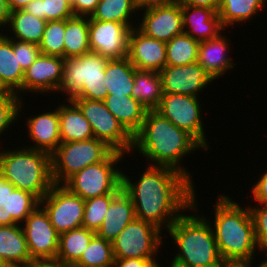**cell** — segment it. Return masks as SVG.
I'll list each match as a JSON object with an SVG mask.
<instances>
[{
  "label": "cell",
  "mask_w": 267,
  "mask_h": 267,
  "mask_svg": "<svg viewBox=\"0 0 267 267\" xmlns=\"http://www.w3.org/2000/svg\"><path fill=\"white\" fill-rule=\"evenodd\" d=\"M116 195L117 194H105L85 200L82 227L97 232L103 223L111 200Z\"/></svg>",
  "instance_id": "cell-39"
},
{
  "label": "cell",
  "mask_w": 267,
  "mask_h": 267,
  "mask_svg": "<svg viewBox=\"0 0 267 267\" xmlns=\"http://www.w3.org/2000/svg\"><path fill=\"white\" fill-rule=\"evenodd\" d=\"M103 102L132 136L141 129L147 109L137 99L113 94L107 95Z\"/></svg>",
  "instance_id": "cell-25"
},
{
  "label": "cell",
  "mask_w": 267,
  "mask_h": 267,
  "mask_svg": "<svg viewBox=\"0 0 267 267\" xmlns=\"http://www.w3.org/2000/svg\"><path fill=\"white\" fill-rule=\"evenodd\" d=\"M99 0H73L71 7L75 16H91Z\"/></svg>",
  "instance_id": "cell-45"
},
{
  "label": "cell",
  "mask_w": 267,
  "mask_h": 267,
  "mask_svg": "<svg viewBox=\"0 0 267 267\" xmlns=\"http://www.w3.org/2000/svg\"><path fill=\"white\" fill-rule=\"evenodd\" d=\"M27 267H72L55 260L32 261Z\"/></svg>",
  "instance_id": "cell-48"
},
{
  "label": "cell",
  "mask_w": 267,
  "mask_h": 267,
  "mask_svg": "<svg viewBox=\"0 0 267 267\" xmlns=\"http://www.w3.org/2000/svg\"><path fill=\"white\" fill-rule=\"evenodd\" d=\"M124 155L113 150L103 161L88 165L63 185L84 200L105 194H118L122 190L123 171L115 166Z\"/></svg>",
  "instance_id": "cell-7"
},
{
  "label": "cell",
  "mask_w": 267,
  "mask_h": 267,
  "mask_svg": "<svg viewBox=\"0 0 267 267\" xmlns=\"http://www.w3.org/2000/svg\"><path fill=\"white\" fill-rule=\"evenodd\" d=\"M200 102V99L195 96L164 94L156 111L170 120L176 127L187 131L206 151L209 143L201 120L203 113Z\"/></svg>",
  "instance_id": "cell-12"
},
{
  "label": "cell",
  "mask_w": 267,
  "mask_h": 267,
  "mask_svg": "<svg viewBox=\"0 0 267 267\" xmlns=\"http://www.w3.org/2000/svg\"><path fill=\"white\" fill-rule=\"evenodd\" d=\"M96 232L84 227L59 235V250L55 261L73 266L82 256Z\"/></svg>",
  "instance_id": "cell-31"
},
{
  "label": "cell",
  "mask_w": 267,
  "mask_h": 267,
  "mask_svg": "<svg viewBox=\"0 0 267 267\" xmlns=\"http://www.w3.org/2000/svg\"><path fill=\"white\" fill-rule=\"evenodd\" d=\"M46 23V20L37 18L23 9L10 11L6 27H9L10 33L14 36L4 35L9 39L39 44L42 40Z\"/></svg>",
  "instance_id": "cell-29"
},
{
  "label": "cell",
  "mask_w": 267,
  "mask_h": 267,
  "mask_svg": "<svg viewBox=\"0 0 267 267\" xmlns=\"http://www.w3.org/2000/svg\"><path fill=\"white\" fill-rule=\"evenodd\" d=\"M40 206L59 235L82 227L85 200L63 184H53L50 191L40 200Z\"/></svg>",
  "instance_id": "cell-11"
},
{
  "label": "cell",
  "mask_w": 267,
  "mask_h": 267,
  "mask_svg": "<svg viewBox=\"0 0 267 267\" xmlns=\"http://www.w3.org/2000/svg\"><path fill=\"white\" fill-rule=\"evenodd\" d=\"M181 6L207 7L218 13L220 0H173Z\"/></svg>",
  "instance_id": "cell-46"
},
{
  "label": "cell",
  "mask_w": 267,
  "mask_h": 267,
  "mask_svg": "<svg viewBox=\"0 0 267 267\" xmlns=\"http://www.w3.org/2000/svg\"><path fill=\"white\" fill-rule=\"evenodd\" d=\"M0 258L7 267H27L33 261L21 224L0 226Z\"/></svg>",
  "instance_id": "cell-24"
},
{
  "label": "cell",
  "mask_w": 267,
  "mask_h": 267,
  "mask_svg": "<svg viewBox=\"0 0 267 267\" xmlns=\"http://www.w3.org/2000/svg\"><path fill=\"white\" fill-rule=\"evenodd\" d=\"M26 126L30 140L34 143L27 148L44 151L50 155L61 143L58 107L54 111L42 112V114L27 119Z\"/></svg>",
  "instance_id": "cell-20"
},
{
  "label": "cell",
  "mask_w": 267,
  "mask_h": 267,
  "mask_svg": "<svg viewBox=\"0 0 267 267\" xmlns=\"http://www.w3.org/2000/svg\"><path fill=\"white\" fill-rule=\"evenodd\" d=\"M160 267H161V265H160ZM168 267H177V266L170 263V265Z\"/></svg>",
  "instance_id": "cell-55"
},
{
  "label": "cell",
  "mask_w": 267,
  "mask_h": 267,
  "mask_svg": "<svg viewBox=\"0 0 267 267\" xmlns=\"http://www.w3.org/2000/svg\"><path fill=\"white\" fill-rule=\"evenodd\" d=\"M21 148V149H20ZM0 151V172L15 188L41 200L51 189V155L26 147Z\"/></svg>",
  "instance_id": "cell-5"
},
{
  "label": "cell",
  "mask_w": 267,
  "mask_h": 267,
  "mask_svg": "<svg viewBox=\"0 0 267 267\" xmlns=\"http://www.w3.org/2000/svg\"><path fill=\"white\" fill-rule=\"evenodd\" d=\"M0 267H7V266L4 264V262L1 260V258H0Z\"/></svg>",
  "instance_id": "cell-54"
},
{
  "label": "cell",
  "mask_w": 267,
  "mask_h": 267,
  "mask_svg": "<svg viewBox=\"0 0 267 267\" xmlns=\"http://www.w3.org/2000/svg\"><path fill=\"white\" fill-rule=\"evenodd\" d=\"M229 41L220 32L216 37L199 43L197 62L213 80L224 76L225 72L229 73L227 70L236 65L226 54L231 45Z\"/></svg>",
  "instance_id": "cell-21"
},
{
  "label": "cell",
  "mask_w": 267,
  "mask_h": 267,
  "mask_svg": "<svg viewBox=\"0 0 267 267\" xmlns=\"http://www.w3.org/2000/svg\"><path fill=\"white\" fill-rule=\"evenodd\" d=\"M21 100L23 101L12 91H6L0 95V135L6 131V128L9 129L12 123L20 117L19 113L22 112L21 109H24Z\"/></svg>",
  "instance_id": "cell-40"
},
{
  "label": "cell",
  "mask_w": 267,
  "mask_h": 267,
  "mask_svg": "<svg viewBox=\"0 0 267 267\" xmlns=\"http://www.w3.org/2000/svg\"><path fill=\"white\" fill-rule=\"evenodd\" d=\"M32 0H7L10 11H16L24 9Z\"/></svg>",
  "instance_id": "cell-49"
},
{
  "label": "cell",
  "mask_w": 267,
  "mask_h": 267,
  "mask_svg": "<svg viewBox=\"0 0 267 267\" xmlns=\"http://www.w3.org/2000/svg\"><path fill=\"white\" fill-rule=\"evenodd\" d=\"M24 70L13 51V39L0 32V84L6 91L17 93L22 88Z\"/></svg>",
  "instance_id": "cell-28"
},
{
  "label": "cell",
  "mask_w": 267,
  "mask_h": 267,
  "mask_svg": "<svg viewBox=\"0 0 267 267\" xmlns=\"http://www.w3.org/2000/svg\"><path fill=\"white\" fill-rule=\"evenodd\" d=\"M182 16L184 33L199 42L216 37L224 29L219 14L207 7L182 6Z\"/></svg>",
  "instance_id": "cell-22"
},
{
  "label": "cell",
  "mask_w": 267,
  "mask_h": 267,
  "mask_svg": "<svg viewBox=\"0 0 267 267\" xmlns=\"http://www.w3.org/2000/svg\"><path fill=\"white\" fill-rule=\"evenodd\" d=\"M163 94H181L199 98V92L214 81L198 63L166 65L160 72Z\"/></svg>",
  "instance_id": "cell-17"
},
{
  "label": "cell",
  "mask_w": 267,
  "mask_h": 267,
  "mask_svg": "<svg viewBox=\"0 0 267 267\" xmlns=\"http://www.w3.org/2000/svg\"><path fill=\"white\" fill-rule=\"evenodd\" d=\"M199 43L184 32L176 35L166 43V65L183 66L197 62Z\"/></svg>",
  "instance_id": "cell-35"
},
{
  "label": "cell",
  "mask_w": 267,
  "mask_h": 267,
  "mask_svg": "<svg viewBox=\"0 0 267 267\" xmlns=\"http://www.w3.org/2000/svg\"><path fill=\"white\" fill-rule=\"evenodd\" d=\"M58 107L61 142L85 141L94 138L89 121L72 102Z\"/></svg>",
  "instance_id": "cell-26"
},
{
  "label": "cell",
  "mask_w": 267,
  "mask_h": 267,
  "mask_svg": "<svg viewBox=\"0 0 267 267\" xmlns=\"http://www.w3.org/2000/svg\"><path fill=\"white\" fill-rule=\"evenodd\" d=\"M146 168L136 182L122 173V189L133 202L136 218L168 231L184 211H199L195 185L185 175L150 163Z\"/></svg>",
  "instance_id": "cell-1"
},
{
  "label": "cell",
  "mask_w": 267,
  "mask_h": 267,
  "mask_svg": "<svg viewBox=\"0 0 267 267\" xmlns=\"http://www.w3.org/2000/svg\"><path fill=\"white\" fill-rule=\"evenodd\" d=\"M89 16L66 19L64 33V59L91 52L89 46Z\"/></svg>",
  "instance_id": "cell-32"
},
{
  "label": "cell",
  "mask_w": 267,
  "mask_h": 267,
  "mask_svg": "<svg viewBox=\"0 0 267 267\" xmlns=\"http://www.w3.org/2000/svg\"><path fill=\"white\" fill-rule=\"evenodd\" d=\"M107 61V58L94 52L65 59L62 84L58 93H66L64 96L68 97L67 102L75 98L104 101L108 95L102 84Z\"/></svg>",
  "instance_id": "cell-6"
},
{
  "label": "cell",
  "mask_w": 267,
  "mask_h": 267,
  "mask_svg": "<svg viewBox=\"0 0 267 267\" xmlns=\"http://www.w3.org/2000/svg\"><path fill=\"white\" fill-rule=\"evenodd\" d=\"M137 69L127 57L108 60L105 65V79L102 84L108 95L131 96Z\"/></svg>",
  "instance_id": "cell-27"
},
{
  "label": "cell",
  "mask_w": 267,
  "mask_h": 267,
  "mask_svg": "<svg viewBox=\"0 0 267 267\" xmlns=\"http://www.w3.org/2000/svg\"><path fill=\"white\" fill-rule=\"evenodd\" d=\"M197 149L205 150L192 135L156 110H147L141 129L133 136L132 152L139 151L152 161L151 166H166L181 172L193 184L191 173L180 163Z\"/></svg>",
  "instance_id": "cell-2"
},
{
  "label": "cell",
  "mask_w": 267,
  "mask_h": 267,
  "mask_svg": "<svg viewBox=\"0 0 267 267\" xmlns=\"http://www.w3.org/2000/svg\"><path fill=\"white\" fill-rule=\"evenodd\" d=\"M144 9V10H143ZM144 12L137 29L144 35L169 42L184 32L182 6L174 1L164 4H152L139 8Z\"/></svg>",
  "instance_id": "cell-14"
},
{
  "label": "cell",
  "mask_w": 267,
  "mask_h": 267,
  "mask_svg": "<svg viewBox=\"0 0 267 267\" xmlns=\"http://www.w3.org/2000/svg\"><path fill=\"white\" fill-rule=\"evenodd\" d=\"M135 218L134 205L122 189L112 200L96 235L113 241L120 232Z\"/></svg>",
  "instance_id": "cell-23"
},
{
  "label": "cell",
  "mask_w": 267,
  "mask_h": 267,
  "mask_svg": "<svg viewBox=\"0 0 267 267\" xmlns=\"http://www.w3.org/2000/svg\"><path fill=\"white\" fill-rule=\"evenodd\" d=\"M131 28L114 21L89 20V46L91 52L112 59L127 57Z\"/></svg>",
  "instance_id": "cell-15"
},
{
  "label": "cell",
  "mask_w": 267,
  "mask_h": 267,
  "mask_svg": "<svg viewBox=\"0 0 267 267\" xmlns=\"http://www.w3.org/2000/svg\"><path fill=\"white\" fill-rule=\"evenodd\" d=\"M267 0H220L218 10L223 28L249 21L267 4Z\"/></svg>",
  "instance_id": "cell-33"
},
{
  "label": "cell",
  "mask_w": 267,
  "mask_h": 267,
  "mask_svg": "<svg viewBox=\"0 0 267 267\" xmlns=\"http://www.w3.org/2000/svg\"><path fill=\"white\" fill-rule=\"evenodd\" d=\"M22 225L31 259L55 260L59 250V234L52 226L45 210L39 205Z\"/></svg>",
  "instance_id": "cell-13"
},
{
  "label": "cell",
  "mask_w": 267,
  "mask_h": 267,
  "mask_svg": "<svg viewBox=\"0 0 267 267\" xmlns=\"http://www.w3.org/2000/svg\"><path fill=\"white\" fill-rule=\"evenodd\" d=\"M267 256V255H266ZM266 260H263L258 267H267V258H265Z\"/></svg>",
  "instance_id": "cell-52"
},
{
  "label": "cell",
  "mask_w": 267,
  "mask_h": 267,
  "mask_svg": "<svg viewBox=\"0 0 267 267\" xmlns=\"http://www.w3.org/2000/svg\"><path fill=\"white\" fill-rule=\"evenodd\" d=\"M220 195L213 209L214 225L209 221L219 255L225 263H253L259 247L249 206L245 210L230 196Z\"/></svg>",
  "instance_id": "cell-3"
},
{
  "label": "cell",
  "mask_w": 267,
  "mask_h": 267,
  "mask_svg": "<svg viewBox=\"0 0 267 267\" xmlns=\"http://www.w3.org/2000/svg\"><path fill=\"white\" fill-rule=\"evenodd\" d=\"M66 19L47 21L41 42L38 44L43 55L64 58V33Z\"/></svg>",
  "instance_id": "cell-38"
},
{
  "label": "cell",
  "mask_w": 267,
  "mask_h": 267,
  "mask_svg": "<svg viewBox=\"0 0 267 267\" xmlns=\"http://www.w3.org/2000/svg\"><path fill=\"white\" fill-rule=\"evenodd\" d=\"M163 95L160 73L141 70L135 72L131 96L137 99L147 110H156Z\"/></svg>",
  "instance_id": "cell-30"
},
{
  "label": "cell",
  "mask_w": 267,
  "mask_h": 267,
  "mask_svg": "<svg viewBox=\"0 0 267 267\" xmlns=\"http://www.w3.org/2000/svg\"><path fill=\"white\" fill-rule=\"evenodd\" d=\"M64 60L63 57L40 54L34 63L24 70L22 88L16 94L22 99L21 93L24 91L32 94L58 92L63 79Z\"/></svg>",
  "instance_id": "cell-16"
},
{
  "label": "cell",
  "mask_w": 267,
  "mask_h": 267,
  "mask_svg": "<svg viewBox=\"0 0 267 267\" xmlns=\"http://www.w3.org/2000/svg\"><path fill=\"white\" fill-rule=\"evenodd\" d=\"M23 10L46 21L70 19L75 16L68 0H32Z\"/></svg>",
  "instance_id": "cell-37"
},
{
  "label": "cell",
  "mask_w": 267,
  "mask_h": 267,
  "mask_svg": "<svg viewBox=\"0 0 267 267\" xmlns=\"http://www.w3.org/2000/svg\"><path fill=\"white\" fill-rule=\"evenodd\" d=\"M263 173L257 183L250 188L253 199L258 204H267V171Z\"/></svg>",
  "instance_id": "cell-44"
},
{
  "label": "cell",
  "mask_w": 267,
  "mask_h": 267,
  "mask_svg": "<svg viewBox=\"0 0 267 267\" xmlns=\"http://www.w3.org/2000/svg\"><path fill=\"white\" fill-rule=\"evenodd\" d=\"M162 231L134 218L112 241L114 258H156L162 244Z\"/></svg>",
  "instance_id": "cell-10"
},
{
  "label": "cell",
  "mask_w": 267,
  "mask_h": 267,
  "mask_svg": "<svg viewBox=\"0 0 267 267\" xmlns=\"http://www.w3.org/2000/svg\"><path fill=\"white\" fill-rule=\"evenodd\" d=\"M172 1L173 0H135V3L139 8H141L152 4H164Z\"/></svg>",
  "instance_id": "cell-50"
},
{
  "label": "cell",
  "mask_w": 267,
  "mask_h": 267,
  "mask_svg": "<svg viewBox=\"0 0 267 267\" xmlns=\"http://www.w3.org/2000/svg\"><path fill=\"white\" fill-rule=\"evenodd\" d=\"M6 92V90L4 89V87L0 84V95L4 94Z\"/></svg>",
  "instance_id": "cell-53"
},
{
  "label": "cell",
  "mask_w": 267,
  "mask_h": 267,
  "mask_svg": "<svg viewBox=\"0 0 267 267\" xmlns=\"http://www.w3.org/2000/svg\"><path fill=\"white\" fill-rule=\"evenodd\" d=\"M127 58L137 70L159 73L167 63L166 43L144 35L136 27L132 28Z\"/></svg>",
  "instance_id": "cell-19"
},
{
  "label": "cell",
  "mask_w": 267,
  "mask_h": 267,
  "mask_svg": "<svg viewBox=\"0 0 267 267\" xmlns=\"http://www.w3.org/2000/svg\"><path fill=\"white\" fill-rule=\"evenodd\" d=\"M10 16L7 0H0V29L6 27ZM1 31V30H0Z\"/></svg>",
  "instance_id": "cell-47"
},
{
  "label": "cell",
  "mask_w": 267,
  "mask_h": 267,
  "mask_svg": "<svg viewBox=\"0 0 267 267\" xmlns=\"http://www.w3.org/2000/svg\"><path fill=\"white\" fill-rule=\"evenodd\" d=\"M112 242L95 235L72 267H113Z\"/></svg>",
  "instance_id": "cell-36"
},
{
  "label": "cell",
  "mask_w": 267,
  "mask_h": 267,
  "mask_svg": "<svg viewBox=\"0 0 267 267\" xmlns=\"http://www.w3.org/2000/svg\"><path fill=\"white\" fill-rule=\"evenodd\" d=\"M13 51L17 53L18 63L23 70L29 68L41 54L38 44L13 39Z\"/></svg>",
  "instance_id": "cell-42"
},
{
  "label": "cell",
  "mask_w": 267,
  "mask_h": 267,
  "mask_svg": "<svg viewBox=\"0 0 267 267\" xmlns=\"http://www.w3.org/2000/svg\"><path fill=\"white\" fill-rule=\"evenodd\" d=\"M72 102L89 121L94 138L105 142L114 151L131 153L133 136L108 110L103 101L75 98Z\"/></svg>",
  "instance_id": "cell-9"
},
{
  "label": "cell",
  "mask_w": 267,
  "mask_h": 267,
  "mask_svg": "<svg viewBox=\"0 0 267 267\" xmlns=\"http://www.w3.org/2000/svg\"><path fill=\"white\" fill-rule=\"evenodd\" d=\"M138 10L135 0H101L89 20L119 22L132 29L136 26H133L131 18Z\"/></svg>",
  "instance_id": "cell-34"
},
{
  "label": "cell",
  "mask_w": 267,
  "mask_h": 267,
  "mask_svg": "<svg viewBox=\"0 0 267 267\" xmlns=\"http://www.w3.org/2000/svg\"><path fill=\"white\" fill-rule=\"evenodd\" d=\"M253 263H240V262H234V263H224L222 267H252L251 265Z\"/></svg>",
  "instance_id": "cell-51"
},
{
  "label": "cell",
  "mask_w": 267,
  "mask_h": 267,
  "mask_svg": "<svg viewBox=\"0 0 267 267\" xmlns=\"http://www.w3.org/2000/svg\"><path fill=\"white\" fill-rule=\"evenodd\" d=\"M249 206V210L254 223L255 237L260 252L267 254V204ZM256 207V208H255Z\"/></svg>",
  "instance_id": "cell-41"
},
{
  "label": "cell",
  "mask_w": 267,
  "mask_h": 267,
  "mask_svg": "<svg viewBox=\"0 0 267 267\" xmlns=\"http://www.w3.org/2000/svg\"><path fill=\"white\" fill-rule=\"evenodd\" d=\"M113 151L105 142L92 138L61 142L51 154V176L54 184H64L88 165L103 161Z\"/></svg>",
  "instance_id": "cell-8"
},
{
  "label": "cell",
  "mask_w": 267,
  "mask_h": 267,
  "mask_svg": "<svg viewBox=\"0 0 267 267\" xmlns=\"http://www.w3.org/2000/svg\"><path fill=\"white\" fill-rule=\"evenodd\" d=\"M156 258H114L113 267H160Z\"/></svg>",
  "instance_id": "cell-43"
},
{
  "label": "cell",
  "mask_w": 267,
  "mask_h": 267,
  "mask_svg": "<svg viewBox=\"0 0 267 267\" xmlns=\"http://www.w3.org/2000/svg\"><path fill=\"white\" fill-rule=\"evenodd\" d=\"M39 205L34 194L15 188L0 172V226L23 223Z\"/></svg>",
  "instance_id": "cell-18"
},
{
  "label": "cell",
  "mask_w": 267,
  "mask_h": 267,
  "mask_svg": "<svg viewBox=\"0 0 267 267\" xmlns=\"http://www.w3.org/2000/svg\"><path fill=\"white\" fill-rule=\"evenodd\" d=\"M167 233L179 249L171 264L177 267H222L225 263L218 252L209 218L182 214Z\"/></svg>",
  "instance_id": "cell-4"
}]
</instances>
